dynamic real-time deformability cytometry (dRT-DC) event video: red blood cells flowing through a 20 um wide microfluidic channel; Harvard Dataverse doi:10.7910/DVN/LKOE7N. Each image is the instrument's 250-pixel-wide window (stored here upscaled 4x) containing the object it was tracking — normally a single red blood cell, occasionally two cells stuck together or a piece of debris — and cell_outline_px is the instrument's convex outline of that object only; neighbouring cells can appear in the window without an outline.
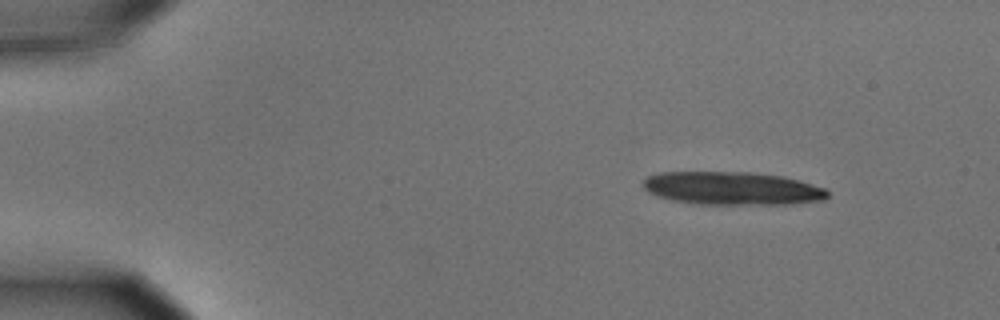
{"species": "common noctule bat (a hibernating species)", "species_latin": "Nyctalus noctula", "temperature_condition": "cold", "stored_images_in_passage": 7, "camera_frame_rate_fps": 3000, "um_per_image_px": 0.085, "animal": {"sex": "male", "body_mass_g": 15.6}, "frame": {"image": 1, "passage_image": 1, "time_ms": 0.0, "image_size_px": [1000, 320], "cell_outline_px": [[828, 196], [824, 200], [792, 204], [696, 204], [672, 200], [656, 196], [648, 192], [640, 184], [648, 176], [660, 172], [752, 172], [784, 176], [800, 180], [828, 188]], "centroid_in_image_um": [62.26, 16.01], "position_along_channel_um": 22.7, "area_um2": 36.07}}
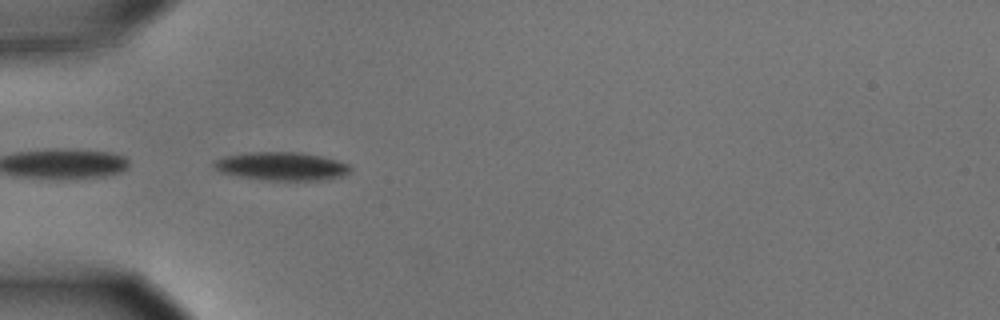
{"frame": {"image": 2, "passage_image": 4, "time_ms": 1.0, "image_size_px": [1000, 320], "cell_outline_px": [[352, 168], [348, 172], [340, 176], [320, 180], [268, 180], [240, 176], [220, 172], [212, 168], [212, 160], [224, 156], [248, 152], [300, 152], [320, 156], [336, 160], [348, 164]], "centroid_in_image_um": [23.86, 14.12], "position_along_channel_um": 61.1, "area_um2": 22.43}}
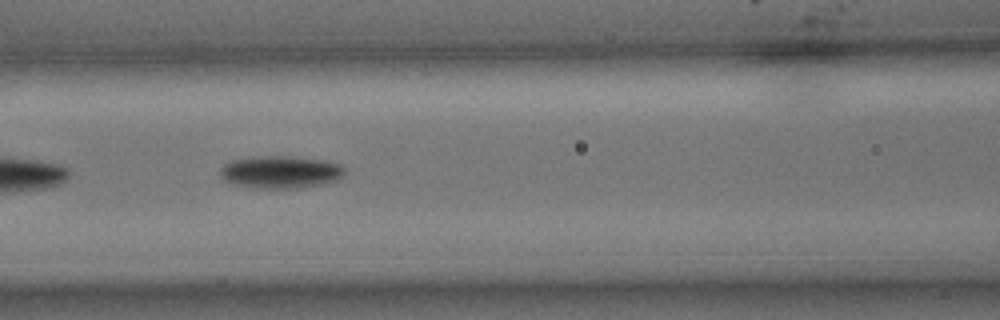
{"frame": {"image": 3, "passage_image": 6, "time_ms": 1.667, "image_size_px": [1000, 320], "cell_outline_px": [[344, 172], [336, 180], [320, 184], [296, 188], [252, 188], [236, 184], [224, 180], [220, 176], [220, 168], [224, 164], [232, 160], [264, 156], [288, 156], [320, 160], [340, 164], [344, 168]], "centroid_in_image_um": [23.8, 14.63], "position_along_channel_um": 142.8, "area_um2": 23.18}}